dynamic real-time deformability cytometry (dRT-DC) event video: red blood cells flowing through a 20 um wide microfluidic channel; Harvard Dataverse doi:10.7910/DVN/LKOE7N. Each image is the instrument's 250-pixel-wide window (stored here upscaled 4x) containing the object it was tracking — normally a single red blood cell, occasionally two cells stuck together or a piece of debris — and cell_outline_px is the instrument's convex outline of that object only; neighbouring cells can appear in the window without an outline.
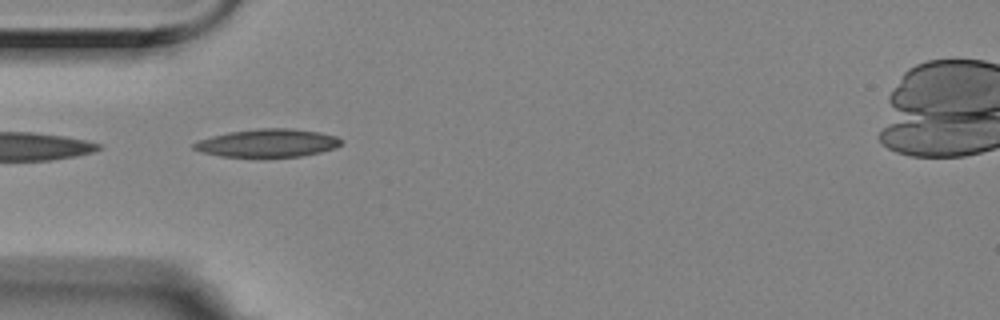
{"species": "Egyptian fruit bat (a non-hibernating species)", "species_latin": "Rousettus aegyptiacus", "temperature_condition": "room temperature", "stored_images_in_passage": 2, "camera_frame_rate_fps": 3000, "um_per_image_px": 0.085, "animal": {"sex": "female"}, "frame": {"image": 1, "passage_image": 1, "time_ms": 0.0, "image_size_px": [1000, 320], "cell_outline_px": [[344, 140], [336, 148], [320, 152], [300, 156], [268, 160], [264, 160], [220, 156], [200, 152], [192, 148], [192, 144], [196, 140], [228, 132], [260, 128], [292, 128], [320, 132], [336, 136]], "centroid_in_image_um": [22.72, 12.2], "position_along_channel_um": 62.3, "area_um2": 25.26}}
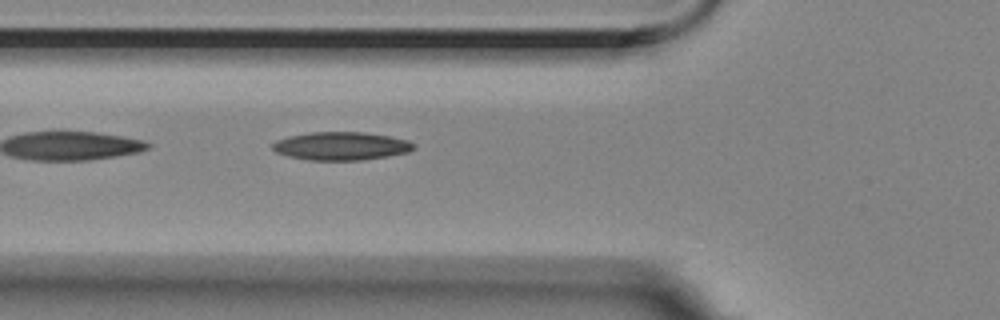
{"frame": {"image": 2, "passage_image": 2, "time_ms": 0.333, "image_size_px": [1000, 320], "cell_outline_px": [[416, 148], [408, 152], [388, 156], [360, 160], [308, 160], [288, 156], [276, 152], [272, 148], [272, 144], [276, 140], [288, 136], [308, 132], [364, 132], [388, 136], [408, 140], [416, 144]], "centroid_in_image_um": [29.0, 12.41], "position_along_channel_um": 96.8, "area_um2": 23.29}}